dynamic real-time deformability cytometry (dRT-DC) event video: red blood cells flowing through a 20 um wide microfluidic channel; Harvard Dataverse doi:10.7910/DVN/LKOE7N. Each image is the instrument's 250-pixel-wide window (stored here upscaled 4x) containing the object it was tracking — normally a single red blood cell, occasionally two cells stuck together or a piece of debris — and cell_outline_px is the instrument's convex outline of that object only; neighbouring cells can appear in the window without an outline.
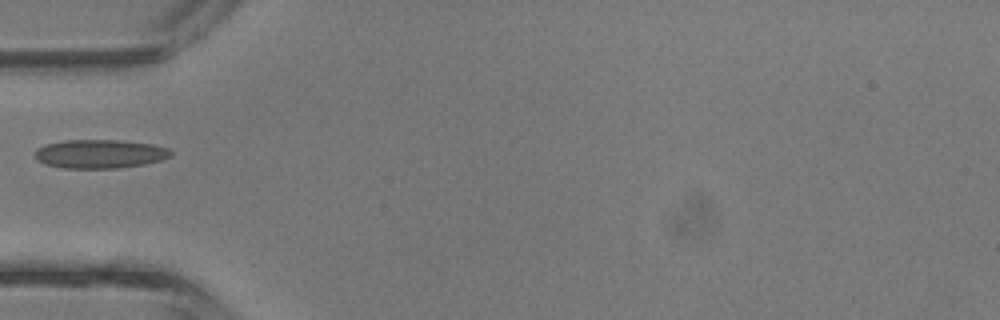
{"species": "common noctule bat (a hibernating species)", "species_latin": "Nyctalus noctula", "temperature_condition": "room temperature", "stored_images_in_passage": 28, "camera_frame_rate_fps": 3000, "um_per_image_px": 0.085, "animal": {"sex": "male", "body_mass_g": 13.3}, "frame": {"image": 1, "passage_image": 1, "time_ms": 0.0, "image_size_px": [1000, 320], "cell_outline_px": [[172, 156], [160, 160], [144, 164], [116, 168], [64, 168], [44, 164], [36, 160], [36, 148], [44, 144], [64, 140], [120, 140], [152, 144], [168, 148], [172, 152]], "centroid_in_image_um": [8.46, 13.07], "position_along_channel_um": 76.5, "area_um2": 22.83}}
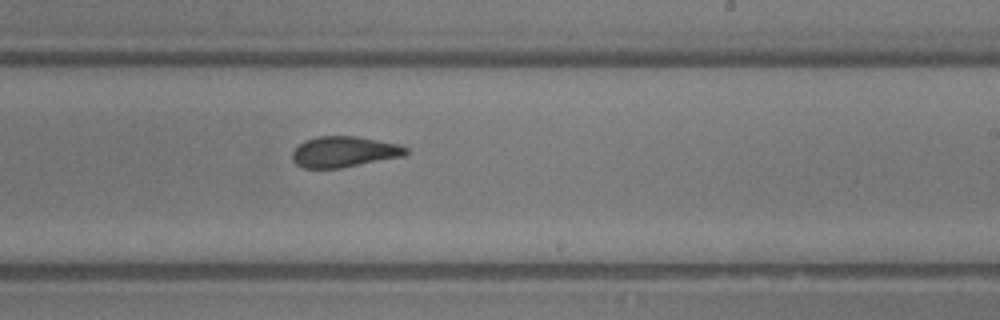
{"frame": {"image": 2, "passage_image": 12, "time_ms": 3.667, "image_size_px": [1000, 320], "cell_outline_px": [[408, 152], [404, 156], [340, 168], [304, 168], [296, 164], [292, 160], [292, 152], [304, 140], [316, 136], [356, 136], [400, 144], [408, 148]], "centroid_in_image_um": [29.25, 12.9], "position_along_channel_um": 259.8, "area_um2": 20.46}}
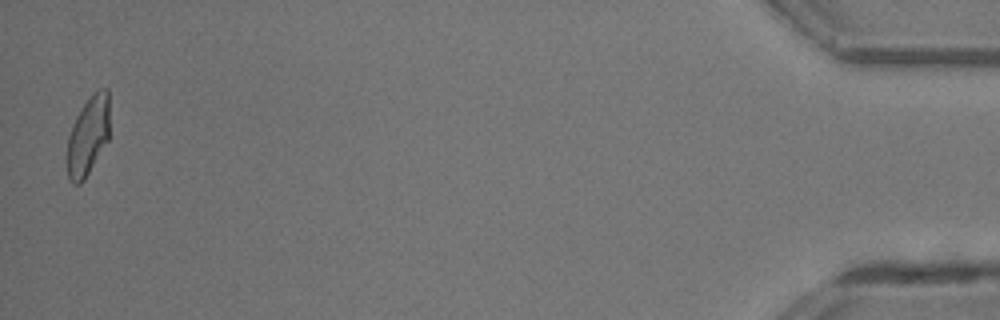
{"frame": {"image": 3, "passage_image": 28, "time_ms": 9.0, "image_size_px": [1000, 320], "cell_outline_px": [[108, 140], [84, 180], [80, 184], [72, 184], [68, 180], [68, 136], [76, 116], [92, 92], [100, 88], [108, 88]], "centroid_in_image_um": [7.48, 11.54], "position_along_channel_um": 427.7, "area_um2": 19.31}}